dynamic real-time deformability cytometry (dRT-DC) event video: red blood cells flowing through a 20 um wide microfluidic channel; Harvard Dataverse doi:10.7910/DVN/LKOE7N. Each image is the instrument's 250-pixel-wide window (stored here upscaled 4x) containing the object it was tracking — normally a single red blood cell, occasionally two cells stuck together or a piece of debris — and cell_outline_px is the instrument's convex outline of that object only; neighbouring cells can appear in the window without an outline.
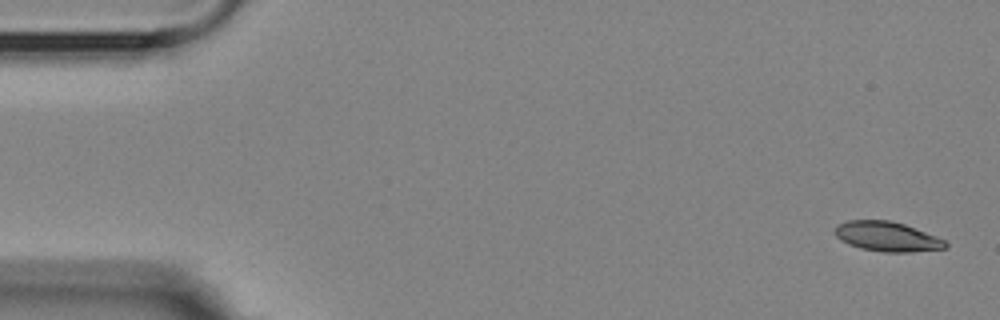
{"species": "Egyptian fruit bat (a non-hibernating species)", "species_latin": "Rousettus aegyptiacus", "temperature_condition": "room temperature", "stored_images_in_passage": 4, "camera_frame_rate_fps": 3000, "um_per_image_px": 0.085, "animal": {"sex": "female"}, "frame": {"image": 1, "passage_image": 1, "time_ms": 0.0, "image_size_px": [1000, 320], "cell_outline_px": [[948, 248], [912, 252], [884, 252], [860, 248], [848, 244], [840, 240], [836, 236], [836, 224], [848, 220], [888, 220], [904, 224], [936, 236], [944, 240], [948, 244]], "centroid_in_image_um": [75.4, 20.11], "position_along_channel_um": 9.6, "area_um2": 19.13}}
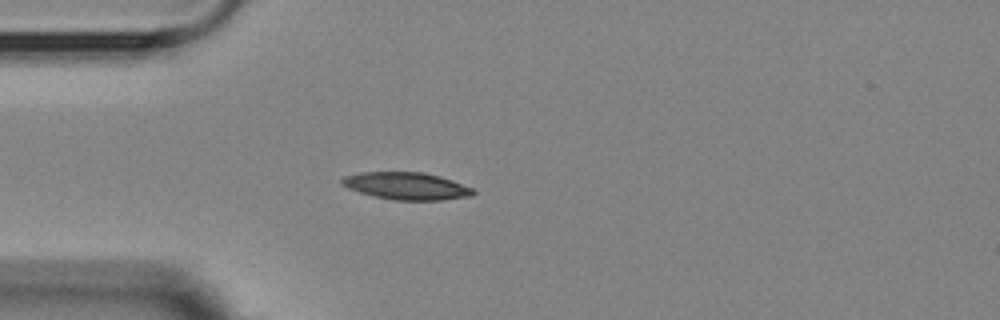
{"frame": {"image": 2, "passage_image": 4, "time_ms": 4.333, "image_size_px": [1000, 320], "cell_outline_px": [[476, 192], [472, 196], [440, 200], [396, 200], [376, 196], [360, 192], [348, 188], [340, 184], [340, 180], [344, 176], [360, 172], [424, 172], [452, 180], [476, 188]], "centroid_in_image_um": [34.58, 15.8], "position_along_channel_um": 50.4, "area_um2": 20.92}}